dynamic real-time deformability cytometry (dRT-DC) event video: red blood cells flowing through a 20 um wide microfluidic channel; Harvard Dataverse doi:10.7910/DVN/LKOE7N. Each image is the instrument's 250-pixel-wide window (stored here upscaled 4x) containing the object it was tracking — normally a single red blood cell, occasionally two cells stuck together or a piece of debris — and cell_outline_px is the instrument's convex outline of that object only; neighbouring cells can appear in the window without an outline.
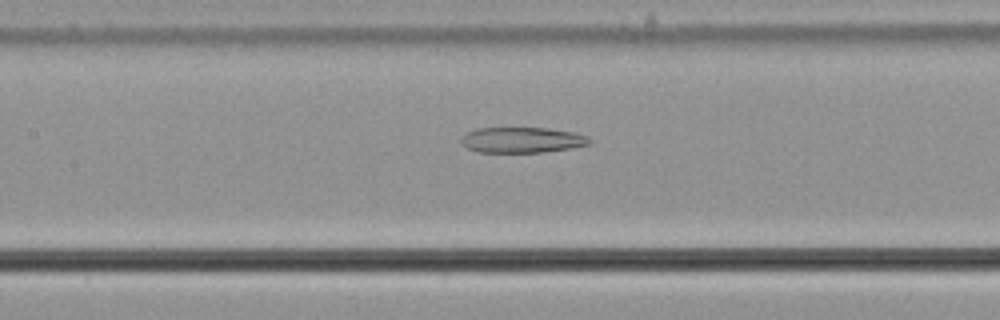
{"species": "common noctule bat (a hibernating species)", "species_latin": "Nyctalus noctula", "temperature_condition": "cold", "stored_images_in_passage": 56, "camera_frame_rate_fps": 3000, "um_per_image_px": 0.085, "animal": {"sex": "male", "body_mass_g": 21.5, "forearm_length_mm": 52.0}, "frame": {"image": 1, "passage_image": 26, "time_ms": 8.333, "image_size_px": [1000, 320], "cell_outline_px": [[592, 144], [572, 148], [540, 152], [476, 152], [460, 144], [460, 136], [476, 128], [548, 128], [576, 132], [588, 136], [592, 140]], "centroid_in_image_um": [44.39, 11.89], "position_along_channel_um": 163.0, "area_um2": 19.42}}
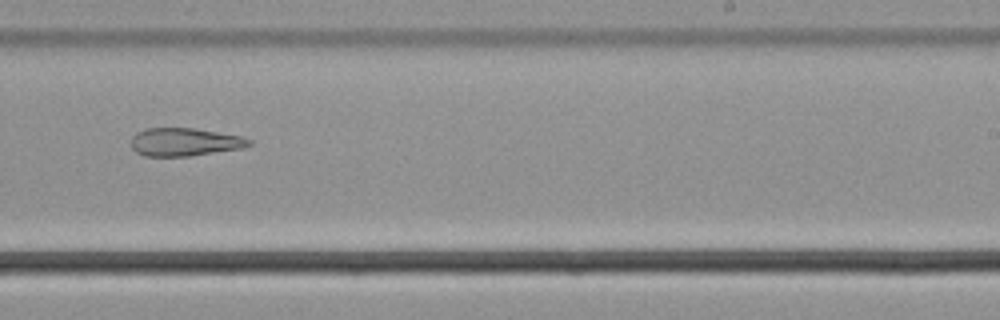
{"frame": {"image": 2, "passage_image": 35, "time_ms": 11.333, "image_size_px": [1000, 320], "cell_outline_px": [[252, 144], [244, 148], [188, 156], [144, 156], [136, 152], [132, 148], [132, 136], [136, 132], [144, 128], [196, 128], [244, 136], [252, 140]], "centroid_in_image_um": [15.73, 12.06], "position_along_channel_um": 273.3, "area_um2": 19.54}}
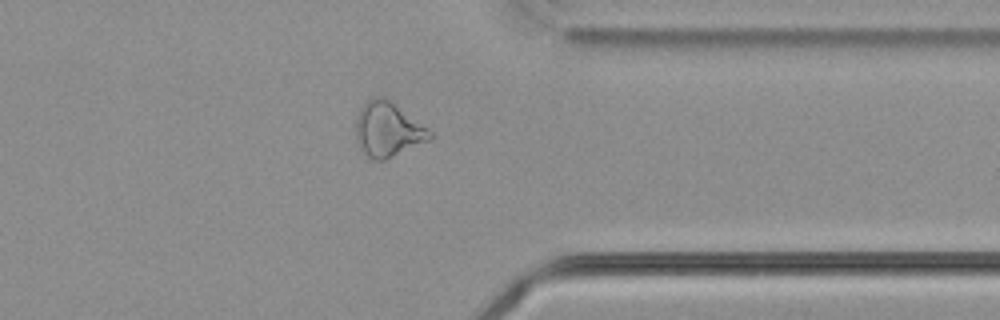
{"frame": {"image": 3, "passage_image": 44, "time_ms": 14.333, "image_size_px": [1000, 320], "cell_outline_px": [[436, 136], [428, 140], [384, 160], [376, 160], [368, 156], [360, 148], [356, 140], [356, 116], [360, 108], [372, 96], [384, 96], [428, 128]], "centroid_in_image_um": [32.95, 10.98], "position_along_channel_um": 378.4, "area_um2": 23.35}}